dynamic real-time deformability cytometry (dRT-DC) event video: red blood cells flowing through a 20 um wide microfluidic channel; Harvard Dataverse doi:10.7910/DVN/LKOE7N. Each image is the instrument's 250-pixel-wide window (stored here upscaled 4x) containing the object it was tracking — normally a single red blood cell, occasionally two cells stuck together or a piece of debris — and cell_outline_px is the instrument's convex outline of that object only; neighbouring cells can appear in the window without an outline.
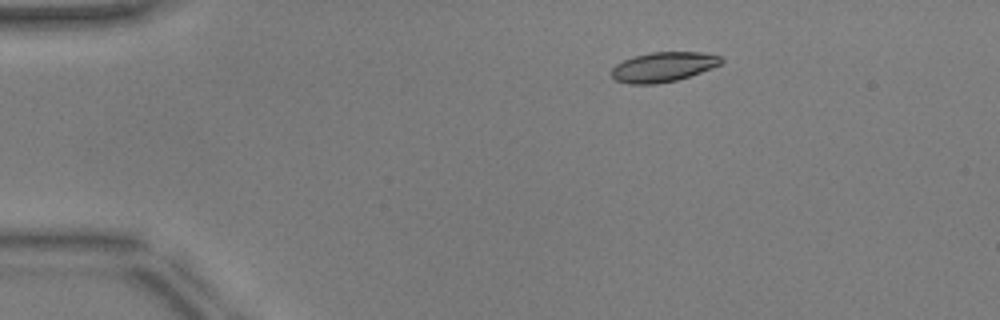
{"species": "common noctule bat (a hibernating species)", "species_latin": "Nyctalus noctula", "temperature_condition": "warm", "stored_images_in_passage": 43, "camera_frame_rate_fps": 3000, "um_per_image_px": 0.085, "animal": {"sex": "male", "body_mass_g": 17.9, "forearm_length_mm": 54.2}, "frame": {"image": 1, "passage_image": 1, "time_ms": 0.0, "image_size_px": [1000, 320], "cell_outline_px": [[724, 60], [720, 64], [712, 68], [676, 80], [656, 84], [628, 84], [616, 80], [612, 76], [612, 68], [616, 64], [632, 56], [652, 52], [700, 52], [720, 56]], "centroid_in_image_um": [56.36, 5.68], "position_along_channel_um": 28.6, "area_um2": 18.9}}
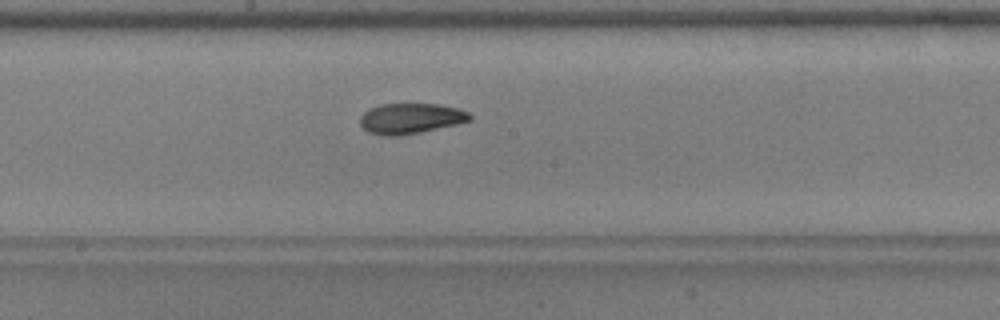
{"frame": {"image": 2, "passage_image": 20, "time_ms": 6.333, "image_size_px": [1000, 320], "cell_outline_px": [[472, 120], [456, 124], [420, 132], [400, 136], [384, 136], [368, 132], [360, 124], [360, 116], [364, 112], [380, 104], [436, 104], [460, 108], [468, 112], [472, 116]], "centroid_in_image_um": [34.91, 10.07], "position_along_channel_um": 213.3, "area_um2": 19.48}}
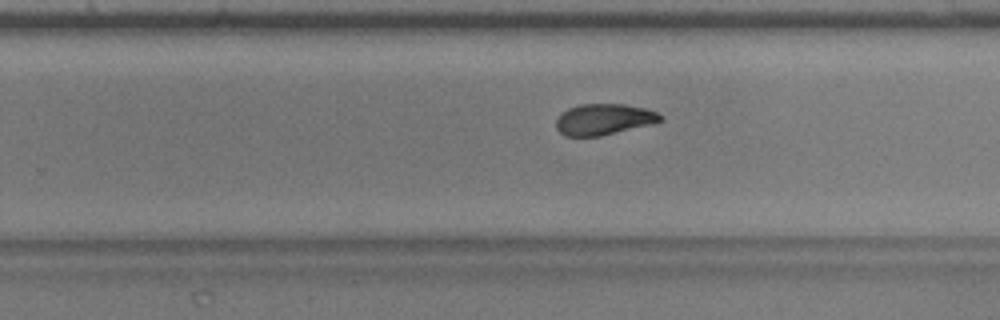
{"frame": {"image": 3, "passage_image": 25, "time_ms": 8.0, "image_size_px": [1000, 320], "cell_outline_px": [[664, 120], [652, 124], [600, 136], [564, 136], [556, 128], [556, 120], [568, 108], [580, 104], [624, 104], [644, 108], [656, 112], [664, 116]], "centroid_in_image_um": [51.35, 10.15], "position_along_channel_um": 278.5, "area_um2": 18.84}, "authors_computed_cell_mechanics": {"area_um2": 19.5364, "velocity_mm_per_s": 3.926, "shape_relaxation_time_tau1_ms": 6.0592, "shape_relaxation_time_tau2_ms": 1.4883, "deformation_change_tau1": 0.2012, "deformation_change_tau2": 0.0679}}